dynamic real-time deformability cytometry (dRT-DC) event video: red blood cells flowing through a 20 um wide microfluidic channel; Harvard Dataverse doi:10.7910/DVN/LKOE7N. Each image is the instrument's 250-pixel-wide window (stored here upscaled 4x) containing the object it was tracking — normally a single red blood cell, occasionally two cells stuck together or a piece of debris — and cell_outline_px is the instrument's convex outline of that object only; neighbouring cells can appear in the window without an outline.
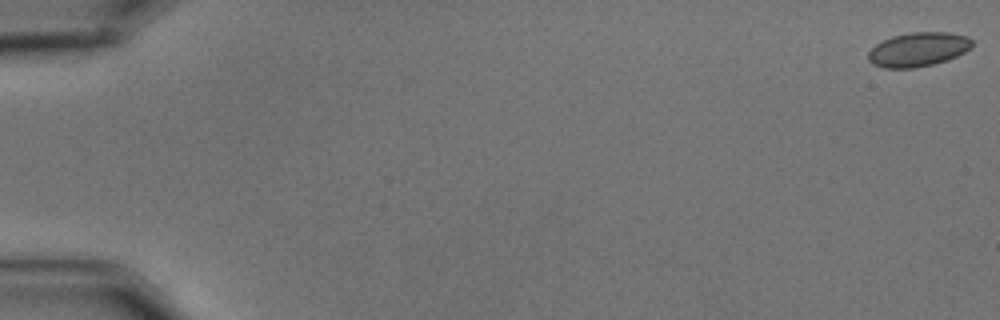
{"species": "common noctule bat (a hibernating species)", "species_latin": "Nyctalus noctula", "temperature_condition": "cold", "stored_images_in_passage": 59, "camera_frame_rate_fps": 3000, "um_per_image_px": 0.085, "animal": {"sex": "male", "body_mass_g": 15.6}, "frame": {"image": 1, "passage_image": 1, "time_ms": 0.0, "image_size_px": [1000, 320], "cell_outline_px": [[972, 48], [948, 60], [932, 64], [912, 68], [884, 68], [872, 64], [868, 60], [868, 52], [876, 44], [892, 36], [912, 32], [948, 32], [968, 36], [972, 40]], "centroid_in_image_um": [78.05, 4.2], "position_along_channel_um": 6.9, "area_um2": 20.69}}
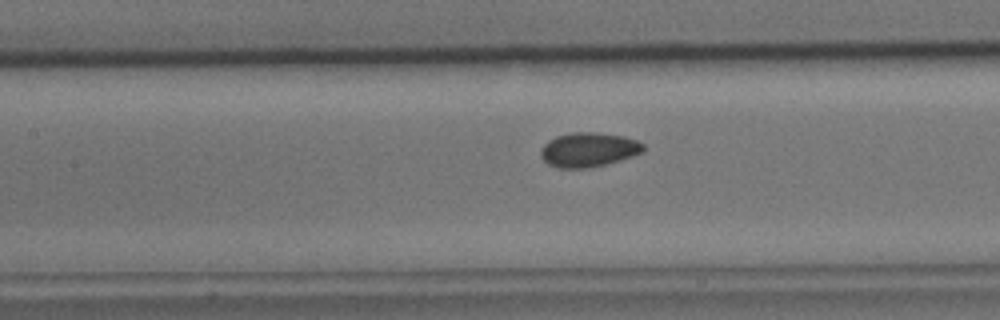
{"frame": {"image": 2, "passage_image": 28, "time_ms": 9.0, "image_size_px": [1000, 320], "cell_outline_px": [[644, 148], [640, 152], [632, 156], [620, 160], [588, 168], [556, 168], [548, 164], [540, 156], [540, 148], [548, 140], [556, 136], [572, 132], [596, 132], [624, 136], [636, 140], [644, 144]], "centroid_in_image_um": [49.98, 12.72], "position_along_channel_um": 157.4, "area_um2": 20.58}}
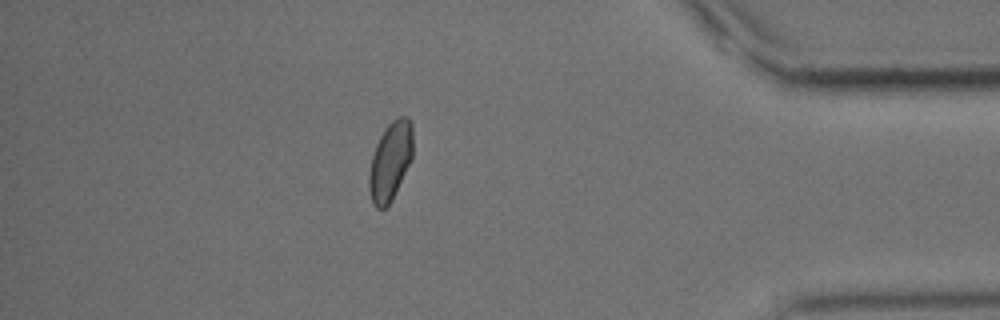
{"frame": {"image": 3, "passage_image": 52, "time_ms": 17.0, "image_size_px": [1000, 320], "cell_outline_px": [[412, 160], [392, 200], [384, 208], [376, 208], [372, 204], [368, 188], [368, 176], [372, 156], [376, 144], [380, 136], [388, 124], [392, 120], [400, 116], [408, 116], [412, 124]], "centroid_in_image_um": [33.17, 13.7], "position_along_channel_um": 402.0, "area_um2": 20.23}, "authors_computed_cell_mechanics": {"area_um2": 20.0566, "velocity_mm_per_s": 3.4683, "shape_relaxation_time_tau1_ms": 4.7874, "shape_relaxation_time_tau2_ms": null, "deformation_change_tau1": 0.0632, "deformation_change_tau2": null}}